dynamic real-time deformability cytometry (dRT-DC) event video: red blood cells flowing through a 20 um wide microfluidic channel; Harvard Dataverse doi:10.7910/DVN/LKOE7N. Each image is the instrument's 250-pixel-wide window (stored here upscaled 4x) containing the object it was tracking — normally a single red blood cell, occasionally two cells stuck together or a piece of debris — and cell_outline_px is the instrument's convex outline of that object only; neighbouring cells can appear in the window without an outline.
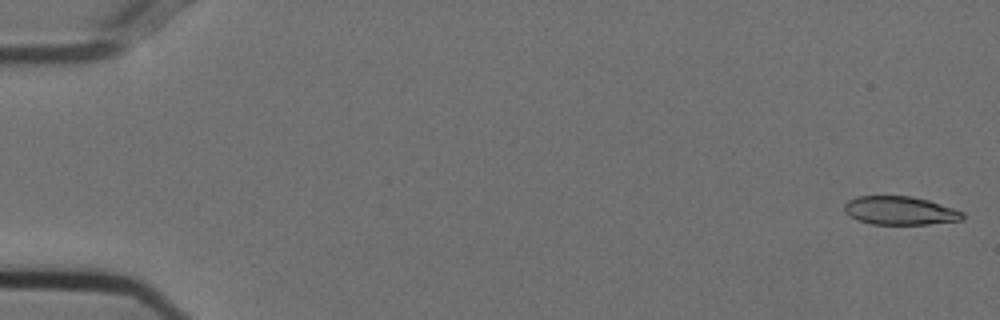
{"species": "Egyptian fruit bat (a non-hibernating species)", "species_latin": "Rousettus aegyptiacus", "temperature_condition": "cold", "stored_images_in_passage": 54, "camera_frame_rate_fps": 3000, "um_per_image_px": 0.085, "animal": {"sex": "female"}, "frame": {"image": 1, "passage_image": 1, "time_ms": 0.0, "image_size_px": [1000, 320], "cell_outline_px": [[964, 220], [928, 224], [872, 224], [856, 220], [844, 208], [844, 204], [848, 200], [856, 196], [908, 196], [928, 200], [964, 212]], "centroid_in_image_um": [76.51, 17.9], "position_along_channel_um": 8.5, "area_um2": 19.48}}
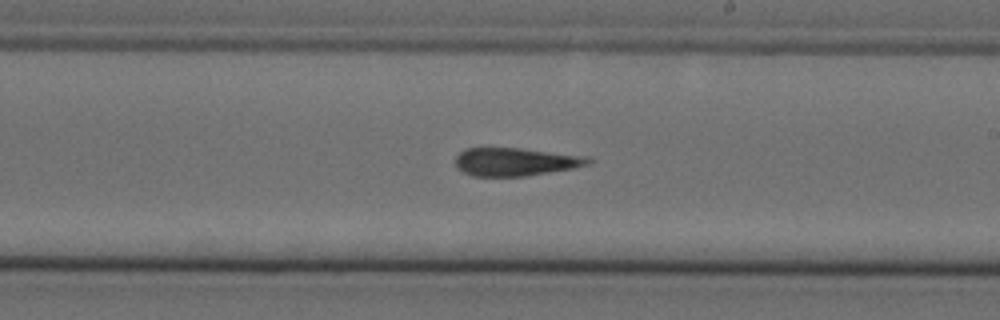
{"frame": {"image": 2, "passage_image": 32, "time_ms": 10.333, "image_size_px": [1000, 320], "cell_outline_px": [[592, 164], [572, 168], [524, 176], [472, 176], [456, 168], [456, 156], [464, 148], [520, 148], [592, 156]], "centroid_in_image_um": [43.85, 13.74], "position_along_channel_um": 245.1, "area_um2": 21.91}}
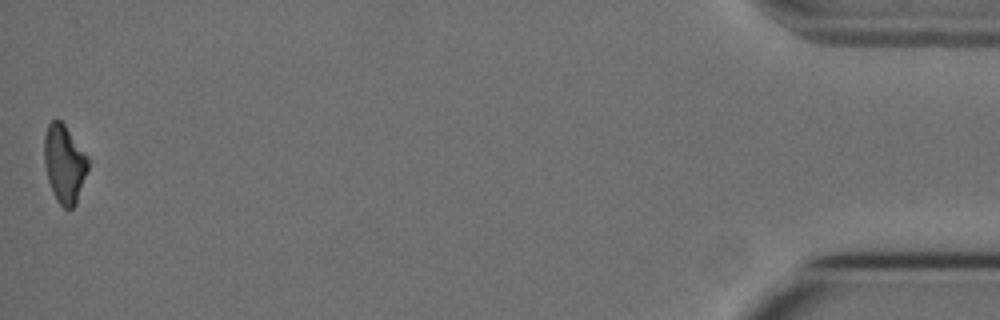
{"frame": {"image": 3, "passage_image": 54, "time_ms": 17.667, "image_size_px": [1000, 320], "cell_outline_px": [[92, 160], [76, 204], [72, 208], [64, 208], [56, 200], [52, 192], [48, 180], [44, 164], [44, 136], [48, 124], [52, 120], [60, 120], [64, 124]], "centroid_in_image_um": [5.5, 13.92], "position_along_channel_um": 429.7, "area_um2": 20.35}, "authors_computed_cell_mechanics": {"area_um2": 21.8773, "velocity_mm_per_s": 3.7317, "shape_relaxation_time_tau1_ms": 10.8736, "shape_relaxation_time_tau2_ms": 5.019, "deformation_change_tau1": 0.2043, "deformation_change_tau2": 0.1871}}